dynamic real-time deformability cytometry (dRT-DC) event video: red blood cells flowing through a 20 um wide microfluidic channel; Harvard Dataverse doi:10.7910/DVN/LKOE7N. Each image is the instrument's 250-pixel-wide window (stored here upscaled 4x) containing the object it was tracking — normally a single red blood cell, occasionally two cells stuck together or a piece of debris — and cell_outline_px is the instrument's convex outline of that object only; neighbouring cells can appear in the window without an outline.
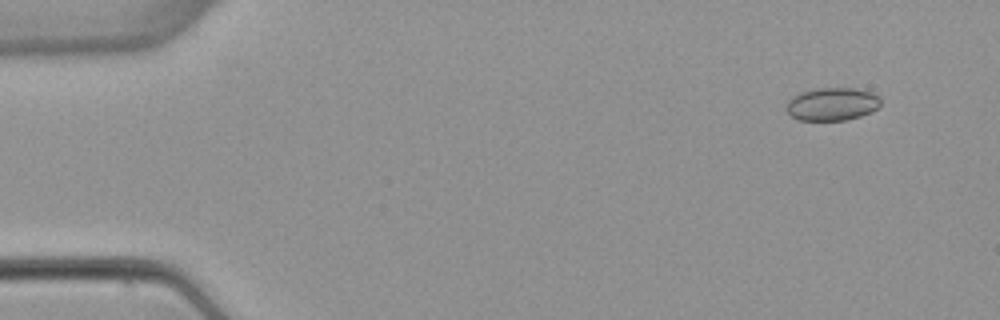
{"species": "common noctule bat (a hibernating species)", "species_latin": "Nyctalus noctula", "temperature_condition": "warm", "stored_images_in_passage": 5, "camera_frame_rate_fps": 3000, "um_per_image_px": 0.085, "animal": {"sex": "female", "body_mass_g": 22.7, "forearm_length_mm": 54.2}, "frame": {"image": 1, "passage_image": 2, "time_ms": 1.333, "image_size_px": [1000, 320], "cell_outline_px": [[880, 104], [872, 112], [860, 116], [844, 120], [800, 120], [792, 116], [784, 108], [788, 100], [792, 96], [800, 92], [816, 88], [856, 88], [872, 92], [880, 96]], "centroid_in_image_um": [70.72, 8.83], "position_along_channel_um": 14.3, "area_um2": 18.26}}
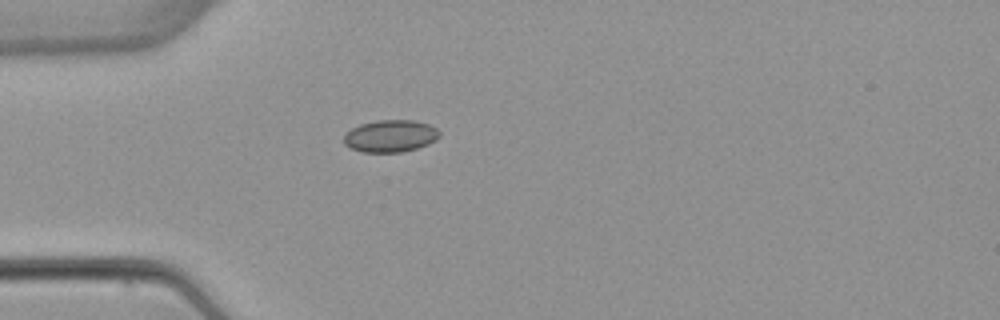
{"frame": {"image": 2, "passage_image": 5, "time_ms": 5.0, "image_size_px": [1000, 320], "cell_outline_px": [[440, 136], [436, 140], [428, 144], [416, 148], [400, 152], [360, 152], [344, 144], [344, 136], [352, 128], [360, 124], [376, 120], [412, 120], [428, 124], [436, 128], [440, 132]], "centroid_in_image_um": [33.19, 11.56], "position_along_channel_um": 51.8, "area_um2": 17.86}}